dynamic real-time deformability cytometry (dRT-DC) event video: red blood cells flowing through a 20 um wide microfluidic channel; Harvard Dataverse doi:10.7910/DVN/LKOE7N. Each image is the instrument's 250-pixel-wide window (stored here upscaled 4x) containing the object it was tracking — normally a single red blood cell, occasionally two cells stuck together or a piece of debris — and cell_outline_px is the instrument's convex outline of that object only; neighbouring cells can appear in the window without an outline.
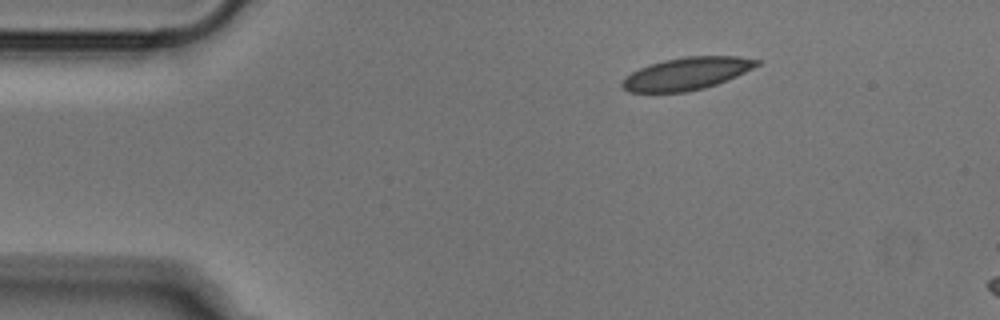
{"species": "Egyptian fruit bat (a non-hibernating species)", "species_latin": "Rousettus aegyptiacus", "temperature_condition": "cold", "stored_images_in_passage": 7, "camera_frame_rate_fps": 3000, "um_per_image_px": 0.085, "animal": {"sex": "male"}, "frame": {"image": 1, "passage_image": 1, "time_ms": 0.0, "image_size_px": [1000, 320], "cell_outline_px": [[764, 60], [760, 64], [736, 76], [716, 84], [704, 88], [688, 92], [628, 92], [620, 84], [620, 80], [624, 76], [640, 68], [664, 60], [684, 56], [740, 56]], "centroid_in_image_um": [58.37, 6.25], "position_along_channel_um": 26.6, "area_um2": 25.55}}